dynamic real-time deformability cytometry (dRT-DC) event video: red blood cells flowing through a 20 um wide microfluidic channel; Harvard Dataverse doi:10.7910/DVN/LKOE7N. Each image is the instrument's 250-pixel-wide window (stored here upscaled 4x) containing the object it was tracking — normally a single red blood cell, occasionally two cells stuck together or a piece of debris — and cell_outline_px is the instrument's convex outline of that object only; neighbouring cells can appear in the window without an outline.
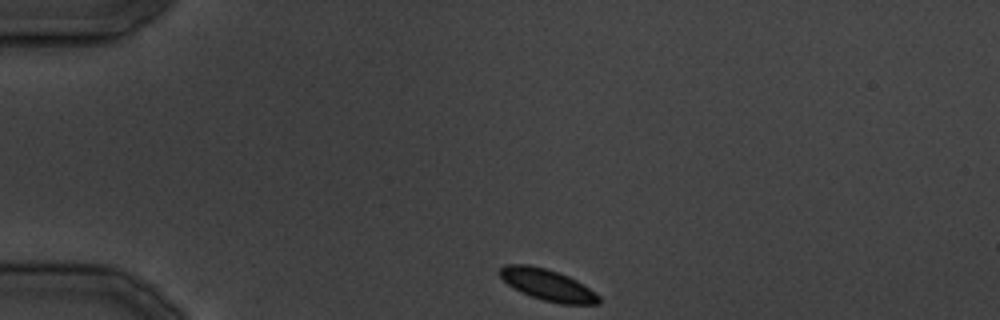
{"species": "common noctule bat (a hibernating species)", "species_latin": "Nyctalus noctula", "temperature_condition": "cold", "stored_images_in_passage": 16, "camera_frame_rate_fps": 3000, "um_per_image_px": 0.085, "animal": {"sex": "male", "body_mass_g": 19.5, "forearm_length_mm": 54.6}, "frame": {"image": 1, "passage_image": 1, "time_ms": 0.0, "image_size_px": [1000, 320], "cell_outline_px": [[600, 304], [560, 304], [544, 300], [520, 292], [508, 284], [500, 276], [500, 268], [504, 264], [528, 264], [544, 268], [568, 276], [576, 280], [596, 292], [600, 296]], "centroid_in_image_um": [46.56, 24.22], "position_along_channel_um": 38.4, "area_um2": 17.98}}
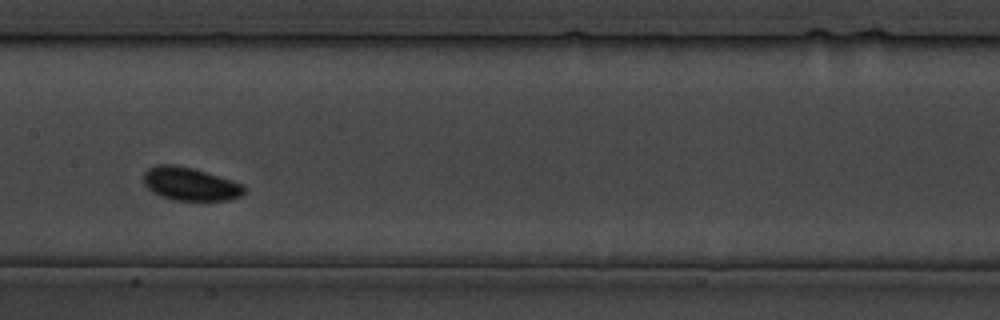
{"frame": {"image": 2, "passage_image": 12, "time_ms": 13.333, "image_size_px": [1000, 320], "cell_outline_px": [[244, 192], [240, 196], [228, 200], [176, 200], [160, 196], [148, 188], [144, 184], [144, 172], [148, 168], [156, 164], [172, 164], [192, 168], [232, 180], [244, 184]], "centroid_in_image_um": [16.15, 15.63], "position_along_channel_um": 191.3, "area_um2": 19.31}}
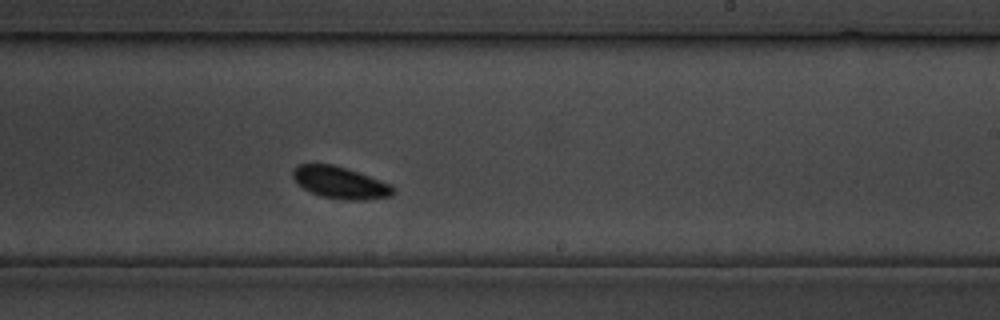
{"frame": {"image": 3, "passage_image": 16, "time_ms": 18.0, "image_size_px": [1000, 320], "cell_outline_px": [[396, 192], [392, 196], [364, 200], [344, 200], [320, 196], [304, 188], [292, 176], [292, 172], [296, 164], [332, 164], [392, 184], [396, 188]], "centroid_in_image_um": [28.95, 15.53], "position_along_channel_um": 260.0, "area_um2": 18.55}}